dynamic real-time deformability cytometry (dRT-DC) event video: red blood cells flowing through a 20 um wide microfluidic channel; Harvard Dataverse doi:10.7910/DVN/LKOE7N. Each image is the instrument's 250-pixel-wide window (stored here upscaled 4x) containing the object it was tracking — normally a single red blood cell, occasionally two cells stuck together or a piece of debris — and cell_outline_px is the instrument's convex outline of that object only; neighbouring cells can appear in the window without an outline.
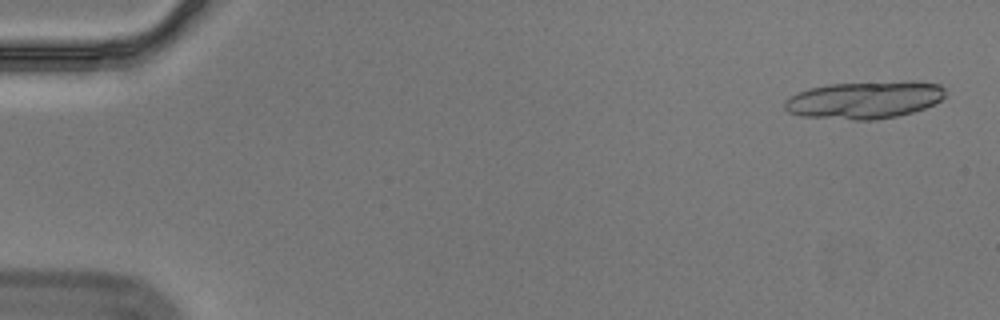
{"species": "Egyptian fruit bat (a non-hibernating species)", "species_latin": "Rousettus aegyptiacus", "temperature_condition": "cold", "stored_images_in_passage": 14, "camera_frame_rate_fps": 3000, "um_per_image_px": 0.085, "animal": {"sex": "male"}, "frame": {"image": 1, "passage_image": 1, "time_ms": 0.0, "image_size_px": [1000, 320], "cell_outline_px": [[944, 96], [940, 100], [924, 108], [912, 112], [896, 116], [876, 120], [852, 120], [800, 116], [788, 112], [784, 108], [784, 100], [808, 88], [828, 84], [904, 80], [916, 80], [940, 84], [944, 88]], "centroid_in_image_um": [73.49, 8.48], "position_along_channel_um": 11.5, "area_um2": 35.43}}